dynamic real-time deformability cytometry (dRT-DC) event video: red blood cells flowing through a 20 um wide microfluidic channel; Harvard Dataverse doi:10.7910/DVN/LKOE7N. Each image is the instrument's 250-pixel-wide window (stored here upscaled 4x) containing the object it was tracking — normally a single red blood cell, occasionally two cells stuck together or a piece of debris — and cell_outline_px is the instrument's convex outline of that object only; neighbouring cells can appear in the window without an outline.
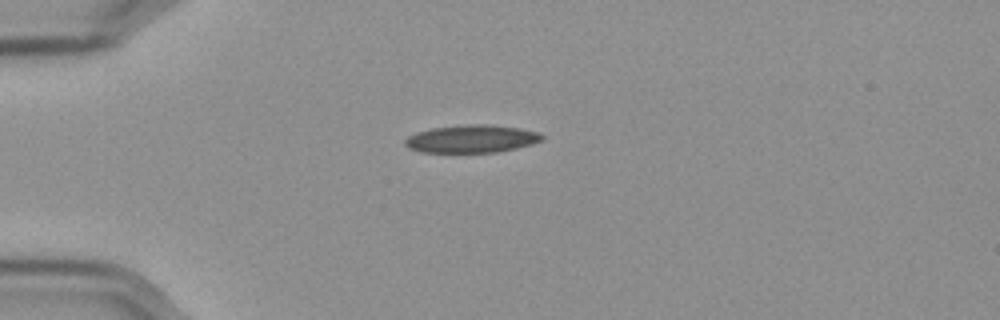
{"species": "Egyptian fruit bat (a non-hibernating species)", "species_latin": "Rousettus aegyptiacus", "temperature_condition": "cold", "stored_images_in_passage": 43, "camera_frame_rate_fps": 3000, "um_per_image_px": 0.085, "frame": {"image": 1, "passage_image": 1, "time_ms": 0.0, "image_size_px": [1000, 320], "cell_outline_px": [[544, 140], [532, 144], [516, 148], [496, 152], [420, 152], [408, 148], [404, 144], [404, 140], [408, 136], [432, 128], [472, 124], [488, 124], [520, 128], [536, 132], [544, 136]], "centroid_in_image_um": [40.1, 11.8], "position_along_channel_um": 44.9, "area_um2": 22.02}}
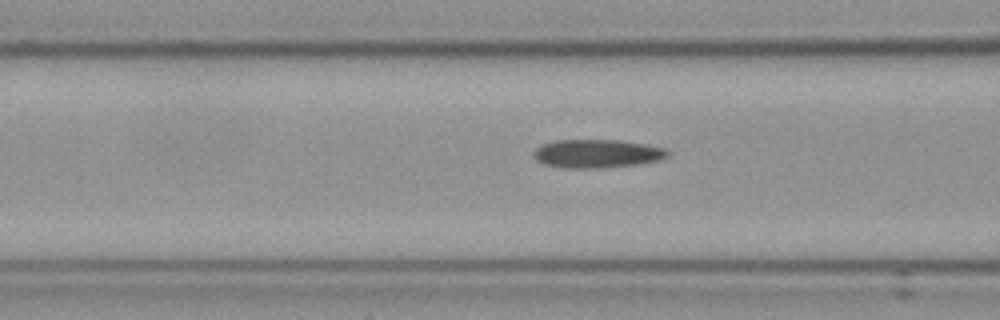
{"frame": {"image": 2, "passage_image": 9, "time_ms": 2.667, "image_size_px": [1000, 320], "cell_outline_px": [[668, 156], [660, 160], [640, 164], [600, 168], [564, 168], [544, 164], [536, 160], [536, 148], [544, 144], [556, 140], [620, 140], [644, 144], [664, 148], [668, 152]], "centroid_in_image_um": [50.78, 13.06], "position_along_channel_um": 115.8, "area_um2": 22.02}}
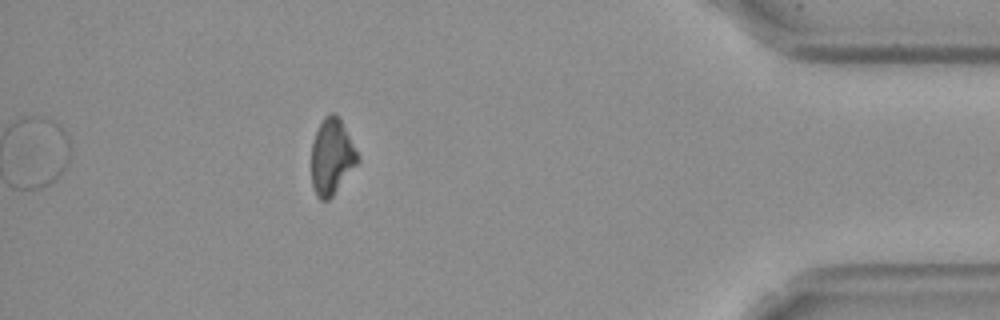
{"frame": {"image": 3, "passage_image": 37, "time_ms": 12.0, "image_size_px": [1000, 320], "cell_outline_px": [[360, 160], [332, 196], [328, 200], [320, 200], [316, 196], [312, 184], [312, 144], [316, 132], [324, 116], [332, 112], [340, 116], [360, 156]], "centroid_in_image_um": [28.22, 13.29], "position_along_channel_um": 407.0, "area_um2": 20.52}}